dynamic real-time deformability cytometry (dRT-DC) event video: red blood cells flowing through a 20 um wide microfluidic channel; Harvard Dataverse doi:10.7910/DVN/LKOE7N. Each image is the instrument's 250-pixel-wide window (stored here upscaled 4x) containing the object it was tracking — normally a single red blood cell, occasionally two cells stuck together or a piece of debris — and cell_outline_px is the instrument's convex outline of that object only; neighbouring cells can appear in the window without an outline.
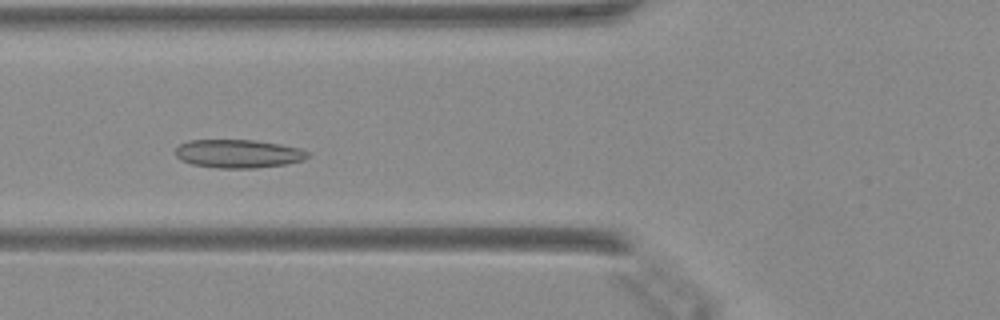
{"species": "Egyptian fruit bat (a non-hibernating species)", "species_latin": "Rousettus aegyptiacus", "temperature_condition": "warm", "stored_images_in_passage": 47, "camera_frame_rate_fps": 3000, "um_per_image_px": 0.085, "animal": {"sex": "female"}, "frame": {"image": 1, "passage_image": 17, "time_ms": 5.333, "image_size_px": [1000, 320], "cell_outline_px": [[308, 156], [304, 160], [284, 164], [256, 168], [216, 168], [192, 164], [180, 160], [176, 156], [176, 148], [180, 144], [192, 140], [256, 140], [280, 144], [300, 148], [308, 152]], "centroid_in_image_um": [20.25, 13.06], "position_along_channel_um": 105.6, "area_um2": 21.85}}
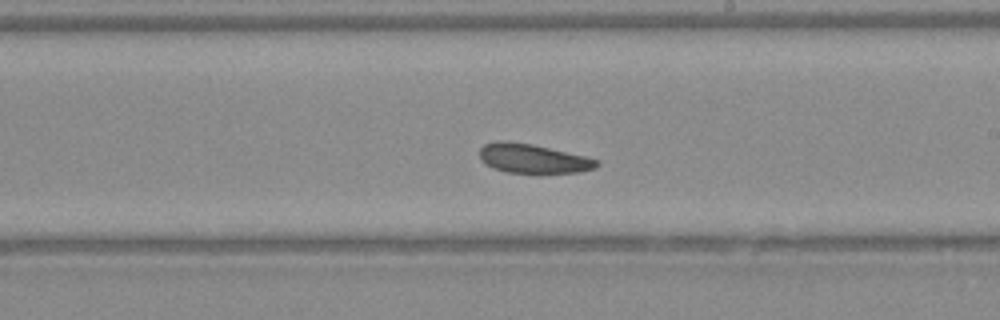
{"frame": {"image": 2, "passage_image": 27, "time_ms": 8.667, "image_size_px": [1000, 320], "cell_outline_px": [[600, 164], [596, 168], [580, 172], [508, 172], [492, 168], [484, 164], [480, 160], [480, 148], [484, 144], [496, 140], [504, 140], [532, 144], [584, 156], [600, 160]], "centroid_in_image_um": [45.27, 13.46], "position_along_channel_um": 243.7, "area_um2": 19.88}}
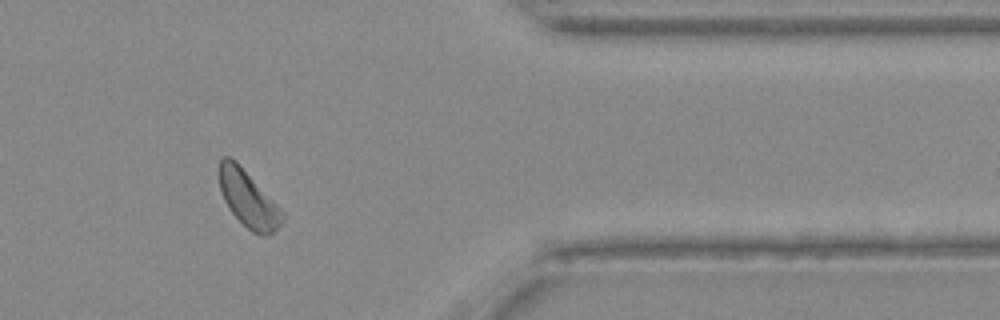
{"frame": {"image": 3, "passage_image": 39, "time_ms": 12.667, "image_size_px": [1000, 320], "cell_outline_px": [[284, 216], [280, 224], [268, 236], [260, 236], [252, 232], [228, 208], [220, 192], [220, 160], [224, 156], [228, 156], [236, 160], [284, 212]], "centroid_in_image_um": [21.1, 16.91], "position_along_channel_um": 390.3, "area_um2": 20.46}}